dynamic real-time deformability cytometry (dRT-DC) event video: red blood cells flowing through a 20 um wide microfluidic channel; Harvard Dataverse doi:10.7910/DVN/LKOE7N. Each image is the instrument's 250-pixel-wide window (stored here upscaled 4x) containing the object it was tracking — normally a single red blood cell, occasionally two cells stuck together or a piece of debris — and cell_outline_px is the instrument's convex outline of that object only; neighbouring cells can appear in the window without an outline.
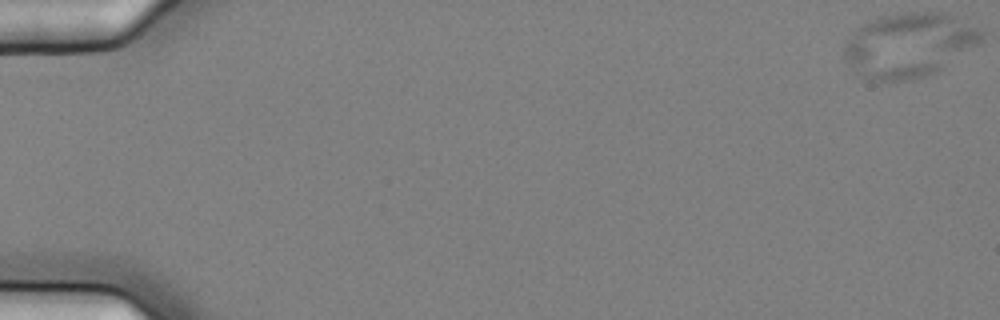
{"species": "common noctule bat (a hibernating species)", "species_latin": "Nyctalus noctula", "temperature_condition": "cold", "stored_images_in_passage": 11, "camera_frame_rate_fps": 3000, "um_per_image_px": 0.085, "animal": {"sex": "female", "body_mass_g": 25.1}, "frame": {"image": 1, "passage_image": 1, "time_ms": 0.0, "image_size_px": [1000, 320], "cell_outline_px": [[984, 40], [980, 44], [940, 68], [924, 76], [904, 80], [868, 80], [844, 56], [844, 44], [852, 32], [860, 24], [880, 16], [900, 12], [948, 12], [980, 28], [984, 32]], "centroid_in_image_um": [77.31, 3.76], "position_along_channel_um": 7.7, "area_um2": 51.21}}
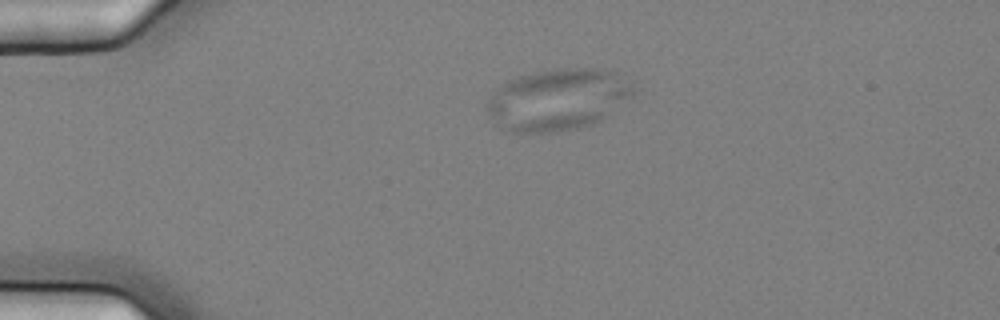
{"frame": {"image": 2, "passage_image": 4, "time_ms": 1.0, "image_size_px": [1000, 320], "cell_outline_px": [[632, 92], [628, 96], [600, 120], [580, 128], [556, 132], [504, 132], [496, 124], [488, 112], [484, 104], [508, 80], [516, 76], [536, 72], [560, 68], [604, 68], [616, 72], [632, 88]], "centroid_in_image_um": [47.32, 8.47], "position_along_channel_um": 37.7, "area_um2": 51.73}}